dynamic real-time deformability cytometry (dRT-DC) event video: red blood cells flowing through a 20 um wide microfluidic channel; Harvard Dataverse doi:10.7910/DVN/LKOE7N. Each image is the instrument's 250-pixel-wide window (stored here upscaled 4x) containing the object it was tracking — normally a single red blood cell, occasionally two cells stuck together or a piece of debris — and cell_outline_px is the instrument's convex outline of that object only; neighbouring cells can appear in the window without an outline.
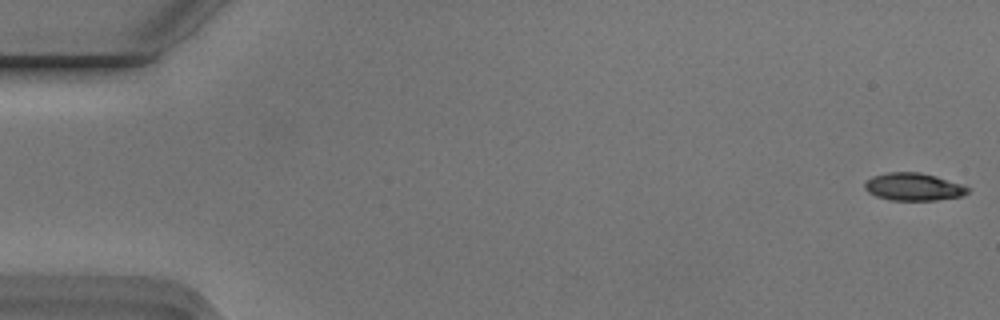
{"species": "Egyptian fruit bat (a non-hibernating species)", "species_latin": "Rousettus aegyptiacus", "temperature_condition": "cold", "stored_images_in_passage": 5, "camera_frame_rate_fps": 3000, "um_per_image_px": 0.085, "animal": {"sex": "male"}, "frame": {"image": 1, "passage_image": 1, "time_ms": 0.0, "image_size_px": [1000, 320], "cell_outline_px": [[968, 192], [964, 196], [936, 200], [888, 200], [876, 196], [868, 192], [864, 188], [864, 184], [872, 176], [888, 172], [920, 172], [936, 176], [960, 184], [968, 188]], "centroid_in_image_um": [77.62, 15.88], "position_along_channel_um": 7.4, "area_um2": 16.53}}
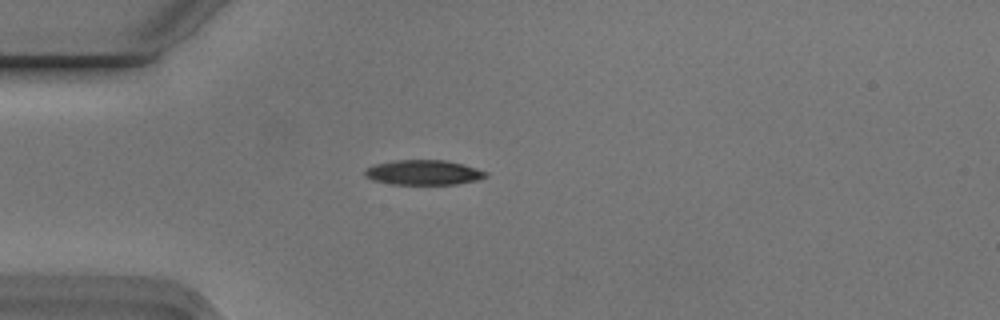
{"frame": {"image": 2, "passage_image": 5, "time_ms": 1.333, "image_size_px": [1000, 320], "cell_outline_px": [[488, 176], [476, 180], [456, 184], [392, 184], [372, 180], [364, 176], [364, 172], [372, 164], [392, 160], [444, 160], [464, 164], [488, 172]], "centroid_in_image_um": [35.98, 14.65], "position_along_channel_um": 49.0, "area_um2": 17.63}}